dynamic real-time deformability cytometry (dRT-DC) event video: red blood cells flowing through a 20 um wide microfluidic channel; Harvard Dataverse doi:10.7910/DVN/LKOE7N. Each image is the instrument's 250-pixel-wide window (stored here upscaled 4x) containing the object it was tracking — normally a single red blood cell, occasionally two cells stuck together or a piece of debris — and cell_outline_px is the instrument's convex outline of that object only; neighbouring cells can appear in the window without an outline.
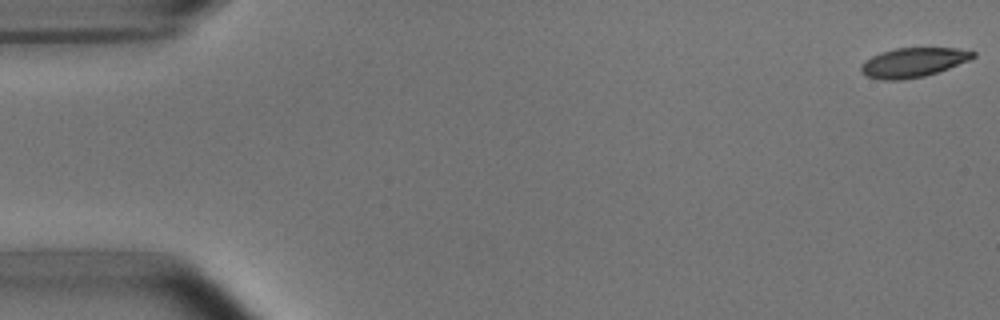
{"species": "common noctule bat (a hibernating species)", "species_latin": "Nyctalus noctula", "temperature_condition": "room temperature", "stored_images_in_passage": 4, "camera_frame_rate_fps": 3000, "um_per_image_px": 0.085, "animal": {"sex": "male", "body_mass_g": 15.6}, "frame": {"image": 1, "passage_image": 1, "time_ms": 0.0, "image_size_px": [1000, 320], "cell_outline_px": [[976, 56], [968, 60], [948, 68], [924, 76], [900, 80], [884, 80], [868, 76], [860, 72], [860, 64], [864, 60], [880, 52], [896, 48], [956, 48], [976, 52]], "centroid_in_image_um": [77.58, 5.3], "position_along_channel_um": 7.4, "area_um2": 19.07}}
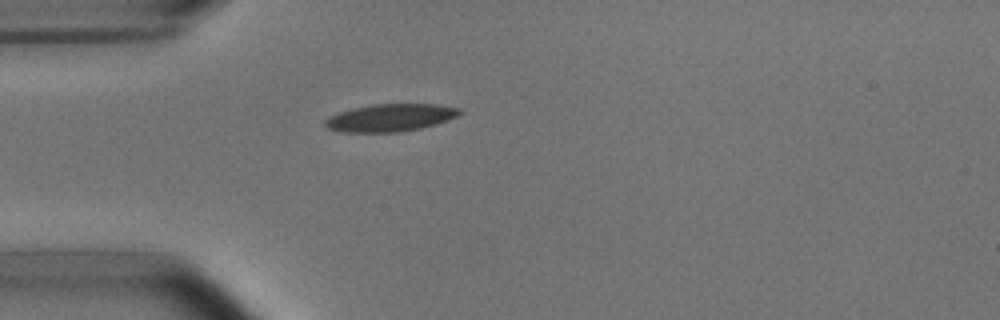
{"frame": {"image": 2, "passage_image": 4, "time_ms": 4.667, "image_size_px": [1000, 320], "cell_outline_px": [[464, 112], [448, 120], [420, 128], [400, 132], [344, 132], [328, 128], [324, 124], [324, 120], [340, 112], [356, 108], [376, 104], [436, 104], [460, 108]], "centroid_in_image_um": [33.22, 10.0], "position_along_channel_um": 51.8, "area_um2": 21.27}}